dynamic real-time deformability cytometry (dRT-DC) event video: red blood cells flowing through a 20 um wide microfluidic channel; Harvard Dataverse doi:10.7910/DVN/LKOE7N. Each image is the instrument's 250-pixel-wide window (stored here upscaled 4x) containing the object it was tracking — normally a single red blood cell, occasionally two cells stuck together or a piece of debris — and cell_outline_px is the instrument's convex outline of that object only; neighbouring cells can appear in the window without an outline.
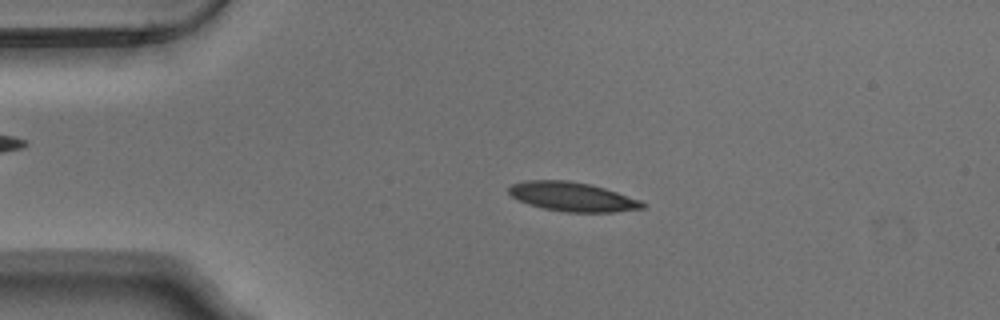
{"species": "Egyptian fruit bat (a non-hibernating species)", "species_latin": "Rousettus aegyptiacus", "temperature_condition": "warm", "stored_images_in_passage": 53, "camera_frame_rate_fps": 3000, "um_per_image_px": 0.085, "animal": {"sex": "male"}, "frame": {"image": 1, "passage_image": 11, "time_ms": 3.333, "image_size_px": [1000, 320], "cell_outline_px": [[644, 208], [612, 212], [564, 212], [544, 208], [528, 204], [512, 196], [508, 192], [508, 188], [512, 184], [528, 180], [568, 180], [588, 184], [604, 188], [640, 200], [644, 204]], "centroid_in_image_um": [48.63, 16.72], "position_along_channel_um": 36.4, "area_um2": 22.43}}
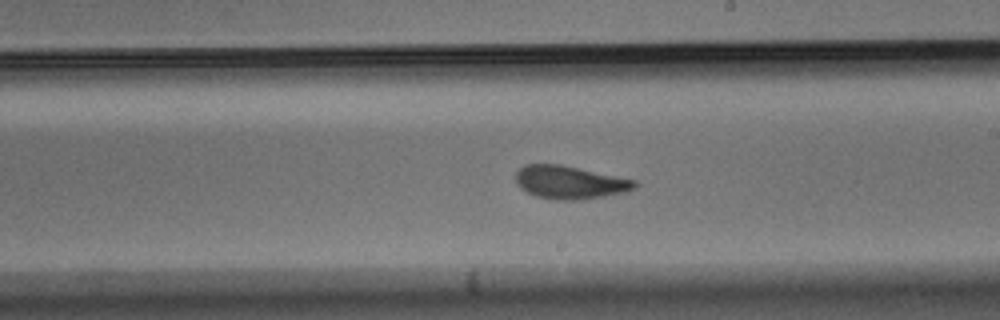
{"frame": {"image": 2, "passage_image": 30, "time_ms": 9.667, "image_size_px": [1000, 320], "cell_outline_px": [[640, 184], [636, 188], [628, 192], [580, 200], [560, 200], [536, 196], [520, 188], [516, 184], [516, 172], [524, 164], [560, 164], [636, 180]], "centroid_in_image_um": [48.47, 15.5], "position_along_channel_um": 240.5, "area_um2": 23.06}}
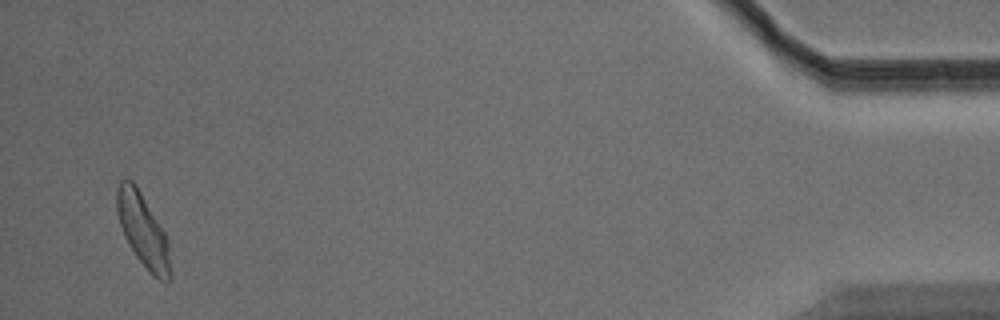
{"frame": {"image": 3, "passage_image": 51, "time_ms": 16.667, "image_size_px": [1000, 320], "cell_outline_px": [[172, 276], [164, 284], [152, 276], [148, 272], [136, 256], [124, 236], [116, 212], [116, 188], [120, 180], [132, 180], [136, 184], [164, 232], [168, 244], [172, 272]], "centroid_in_image_um": [12.15, 19.63], "position_along_channel_um": 423.0, "area_um2": 22.95}, "authors_computed_cell_mechanics": {"area_um2": 22.3686, "velocity_mm_per_s": 3.7802, "shape_relaxation_time_tau1_ms": 5.6673, "shape_relaxation_time_tau2_ms": 2.0943, "deformation_change_tau1": 0.1696, "deformation_change_tau2": 0.0924}}